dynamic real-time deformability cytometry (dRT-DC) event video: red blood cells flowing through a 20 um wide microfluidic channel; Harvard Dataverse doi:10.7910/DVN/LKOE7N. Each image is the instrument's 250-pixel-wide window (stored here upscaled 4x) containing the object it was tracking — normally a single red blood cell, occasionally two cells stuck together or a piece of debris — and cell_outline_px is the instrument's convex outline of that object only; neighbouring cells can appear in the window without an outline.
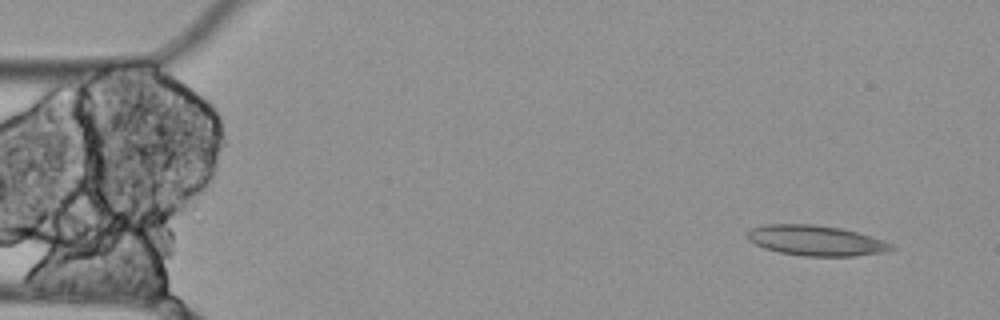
{"species": "Egyptian fruit bat (a non-hibernating species)", "species_latin": "Rousettus aegyptiacus", "temperature_condition": "cold", "stored_images_in_passage": 4, "camera_frame_rate_fps": 3000, "um_per_image_px": 0.085, "animal": {"sex": "female"}, "frame": {"image": 1, "passage_image": 1, "time_ms": 0.0, "image_size_px": [1000, 320], "cell_outline_px": [[896, 248], [880, 252], [856, 256], [804, 256], [780, 252], [764, 248], [748, 240], [748, 232], [752, 228], [764, 224], [812, 224], [840, 228], [856, 232], [884, 240], [892, 244]], "centroid_in_image_um": [69.34, 20.44], "position_along_channel_um": 15.7, "area_um2": 25.2}}
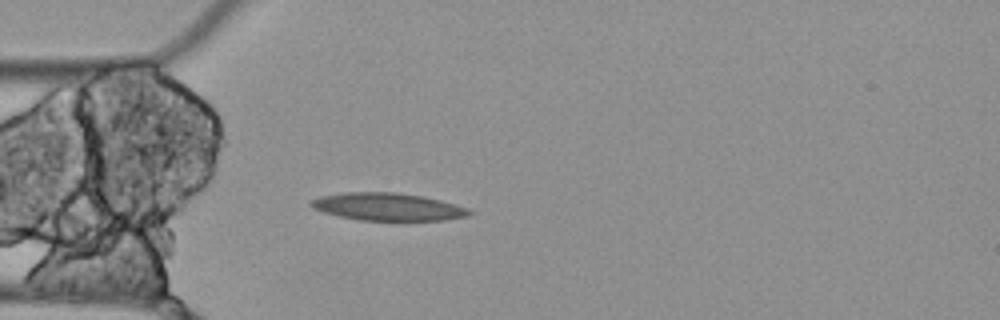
{"frame": {"image": 2, "passage_image": 4, "time_ms": 1.0, "image_size_px": [1000, 320], "cell_outline_px": [[476, 212], [468, 216], [444, 220], [360, 220], [340, 216], [324, 212], [312, 208], [308, 204], [308, 200], [320, 196], [344, 192], [396, 192], [424, 196], [440, 200], [468, 208]], "centroid_in_image_um": [32.95, 17.57], "position_along_channel_um": 52.0, "area_um2": 25.61}}